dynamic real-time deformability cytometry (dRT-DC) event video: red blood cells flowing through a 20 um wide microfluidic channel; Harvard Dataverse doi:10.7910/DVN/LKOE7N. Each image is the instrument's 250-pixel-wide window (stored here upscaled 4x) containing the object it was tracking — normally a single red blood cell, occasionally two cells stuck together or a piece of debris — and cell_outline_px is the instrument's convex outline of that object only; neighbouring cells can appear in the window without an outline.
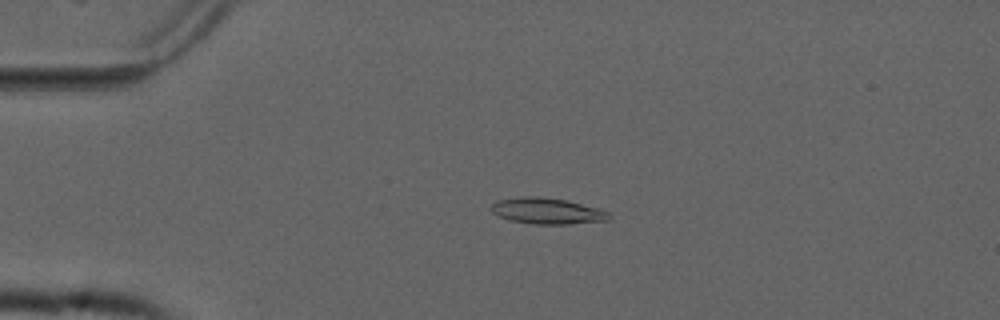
{"species": "common noctule bat (a hibernating species)", "species_latin": "Nyctalus noctula", "temperature_condition": "cold", "stored_images_in_passage": 42, "camera_frame_rate_fps": 3000, "um_per_image_px": 0.085, "animal": {"sex": "male", "forearm_length_mm": 52.5}, "frame": {"image": 1, "passage_image": 3, "time_ms": 0.667, "image_size_px": [1000, 320], "cell_outline_px": [[612, 216], [608, 220], [568, 224], [532, 224], [508, 220], [492, 212], [488, 208], [492, 204], [500, 200], [524, 196], [540, 196], [564, 200], [600, 208], [608, 212]], "centroid_in_image_um": [46.5, 17.94], "position_along_channel_um": 38.5, "area_um2": 17.92}}
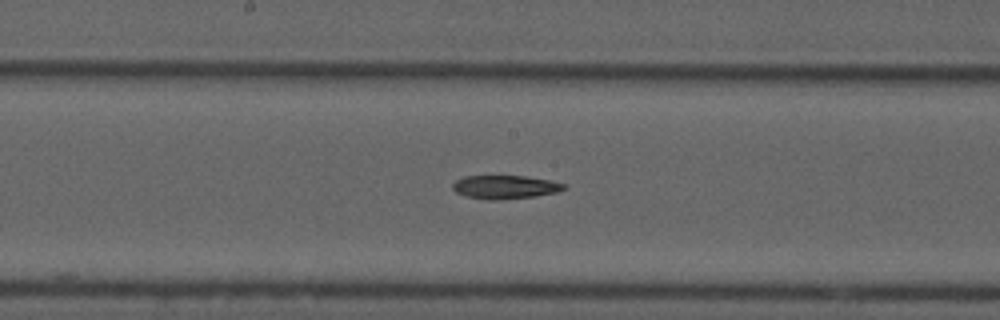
{"frame": {"image": 2, "passage_image": 19, "time_ms": 6.0, "image_size_px": [1000, 320], "cell_outline_px": [[568, 188], [556, 192], [536, 196], [488, 200], [468, 196], [456, 192], [452, 188], [452, 184], [456, 180], [464, 176], [524, 176], [548, 180], [568, 184]], "centroid_in_image_um": [42.96, 15.89], "position_along_channel_um": 205.2, "area_um2": 15.09}}
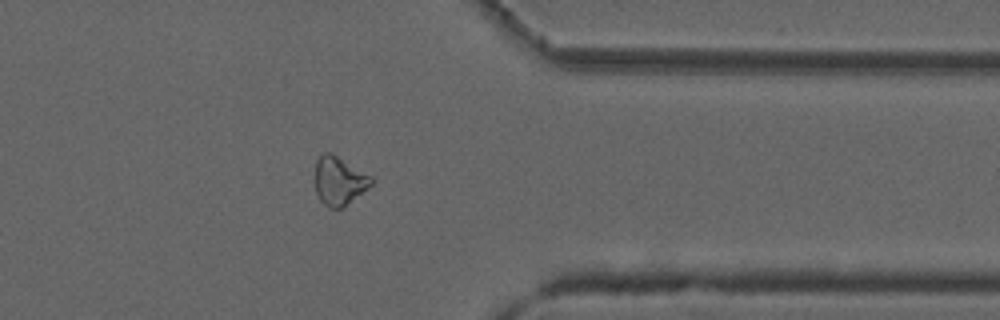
{"frame": {"image": 3, "passage_image": 34, "time_ms": 11.0, "image_size_px": [1000, 320], "cell_outline_px": [[372, 184], [344, 208], [328, 208], [320, 200], [316, 192], [316, 160], [324, 152], [332, 152], [372, 176]], "centroid_in_image_um": [28.83, 15.37], "position_along_channel_um": 382.6, "area_um2": 15.95}}